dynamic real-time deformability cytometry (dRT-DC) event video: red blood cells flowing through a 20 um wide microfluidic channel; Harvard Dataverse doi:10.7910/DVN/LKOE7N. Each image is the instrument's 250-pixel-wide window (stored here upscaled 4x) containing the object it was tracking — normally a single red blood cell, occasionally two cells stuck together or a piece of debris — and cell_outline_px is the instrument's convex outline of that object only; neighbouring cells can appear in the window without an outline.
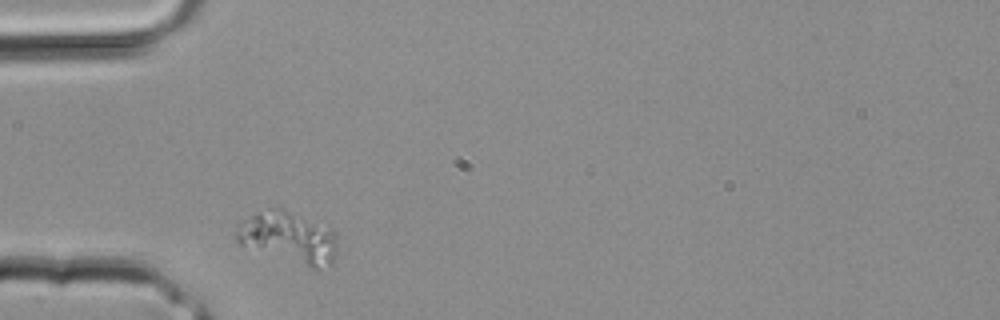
{"species": "common noctule bat (a hibernating species)", "species_latin": "Nyctalus noctula", "temperature_condition": "room temperature", "stored_images_in_passage": 1, "camera_frame_rate_fps": 3000, "um_per_image_px": 0.085, "animal": {"sex": "male", "body_mass_g": 20.4}, "frame": {"image": 1, "passage_image": 1, "time_ms": 0.0, "image_size_px": [1000, 320], "cell_outline_px": [[336, 256], [332, 264], [316, 268], [312, 268], [240, 244], [236, 240], [236, 232], [240, 224], [244, 220], [256, 212], [272, 208], [284, 208], [332, 232], [336, 236]], "centroid_in_image_um": [24.51, 20.19], "position_along_channel_um": 60.5, "area_um2": 29.07}}